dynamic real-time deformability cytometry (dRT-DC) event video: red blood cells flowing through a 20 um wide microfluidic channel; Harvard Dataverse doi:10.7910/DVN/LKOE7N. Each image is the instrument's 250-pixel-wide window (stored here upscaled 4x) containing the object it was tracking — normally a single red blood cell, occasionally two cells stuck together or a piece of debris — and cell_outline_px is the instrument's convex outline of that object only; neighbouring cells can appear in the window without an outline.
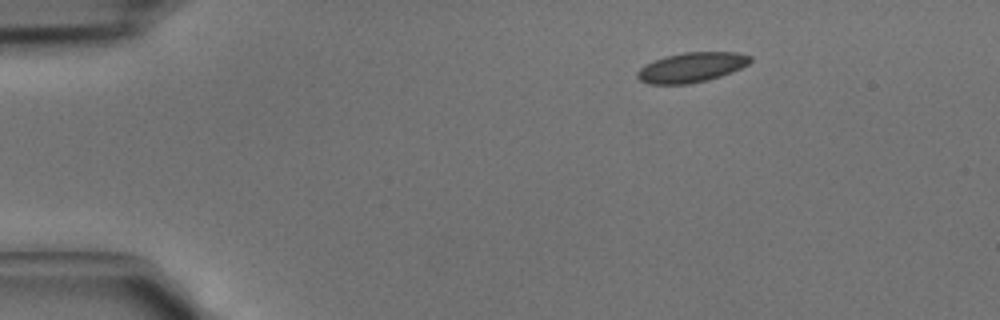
{"species": "common noctule bat (a hibernating species)", "species_latin": "Nyctalus noctula", "temperature_condition": "cold", "stored_images_in_passage": 2, "camera_frame_rate_fps": 3000, "um_per_image_px": 0.085, "animal": {"sex": "male", "body_mass_g": 15.6}, "frame": {"image": 1, "passage_image": 1, "time_ms": 0.0, "image_size_px": [1000, 320], "cell_outline_px": [[752, 60], [748, 64], [732, 72], [708, 80], [688, 84], [648, 84], [640, 80], [636, 76], [636, 72], [644, 64], [664, 56], [684, 52], [736, 52], [752, 56]], "centroid_in_image_um": [58.76, 5.72], "position_along_channel_um": 26.2, "area_um2": 19.77}}